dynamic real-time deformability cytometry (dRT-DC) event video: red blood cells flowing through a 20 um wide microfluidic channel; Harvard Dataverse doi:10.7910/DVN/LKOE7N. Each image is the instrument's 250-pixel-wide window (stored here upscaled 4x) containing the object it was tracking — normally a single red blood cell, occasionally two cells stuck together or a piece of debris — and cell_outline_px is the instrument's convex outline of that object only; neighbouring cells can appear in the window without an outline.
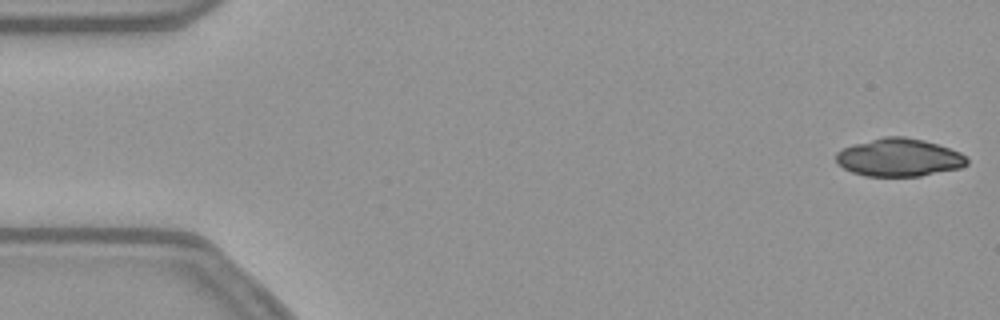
{"species": "common noctule bat (a hibernating species)", "species_latin": "Nyctalus noctula", "temperature_condition": "warm", "stored_images_in_passage": 53, "camera_frame_rate_fps": 3000, "um_per_image_px": 0.085, "animal": {"sex": "female", "body_mass_g": 21.9}, "frame": {"image": 1, "passage_image": 1, "time_ms": 0.0, "image_size_px": [1000, 320], "cell_outline_px": [[968, 164], [960, 168], [920, 176], [864, 176], [852, 172], [844, 168], [836, 160], [836, 152], [844, 148], [856, 144], [884, 136], [904, 136], [924, 140], [960, 152], [968, 160]], "centroid_in_image_um": [76.43, 13.39], "position_along_channel_um": 8.6, "area_um2": 28.67}}